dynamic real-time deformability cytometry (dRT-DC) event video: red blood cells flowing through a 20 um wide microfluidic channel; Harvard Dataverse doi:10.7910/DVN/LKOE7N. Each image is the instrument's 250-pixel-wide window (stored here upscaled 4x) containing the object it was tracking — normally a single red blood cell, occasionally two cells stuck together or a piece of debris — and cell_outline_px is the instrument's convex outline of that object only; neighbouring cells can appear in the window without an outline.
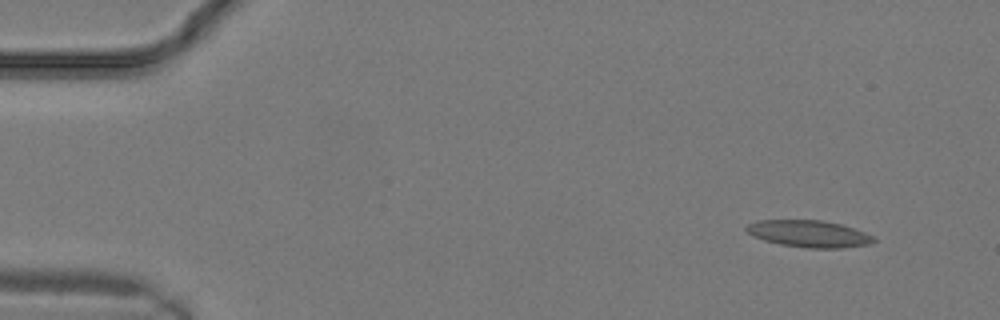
{"species": "common noctule bat (a hibernating species)", "species_latin": "Nyctalus noctula", "temperature_condition": "warm", "stored_images_in_passage": 11, "camera_frame_rate_fps": 3000, "um_per_image_px": 0.085, "animal": {"sex": "male", "body_mass_g": 19.2, "forearm_length_mm": 51.8}, "frame": {"image": 1, "passage_image": 2, "time_ms": 0.333, "image_size_px": [1000, 320], "cell_outline_px": [[876, 240], [868, 244], [840, 248], [804, 248], [780, 244], [764, 240], [752, 236], [744, 228], [748, 224], [756, 220], [824, 220], [840, 224], [876, 236]], "centroid_in_image_um": [68.74, 19.87], "position_along_channel_um": 16.3, "area_um2": 20.0}}